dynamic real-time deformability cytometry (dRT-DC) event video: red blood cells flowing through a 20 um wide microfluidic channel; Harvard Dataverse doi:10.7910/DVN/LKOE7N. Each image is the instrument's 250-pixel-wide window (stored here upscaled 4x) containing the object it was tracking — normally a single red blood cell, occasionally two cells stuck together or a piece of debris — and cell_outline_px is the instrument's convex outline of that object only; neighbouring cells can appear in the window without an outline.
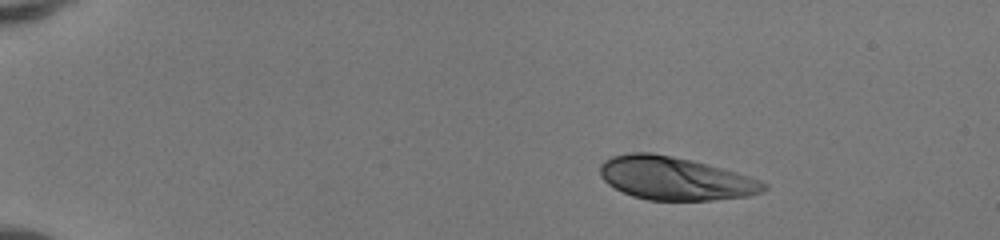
{"species": "human", "species_latin": "Homo sapiens", "temperature_condition": "room temperature", "stored_images_in_passage": 43, "camera_frame_rate_fps": 3000, "um_per_image_px": 0.085, "donor": {"sex": "female"}, "frame": {"image": 1, "passage_image": 1, "time_ms": 0.0, "image_size_px": [1000, 240], "cell_outline_px": [[768, 188], [764, 192], [748, 196], [712, 200], [648, 200], [632, 196], [608, 184], [600, 176], [600, 164], [604, 160], [612, 156], [632, 152], [648, 152], [672, 156], [692, 160], [736, 172], [760, 180], [768, 184]], "centroid_in_image_um": [57.39, 15.16], "position_along_channel_um": 27.6, "area_um2": 41.15}}
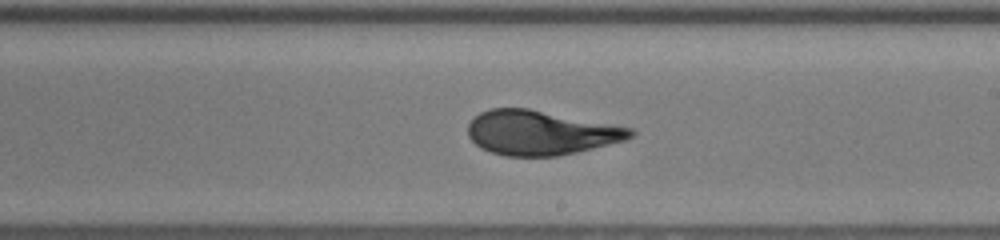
{"frame": {"image": 2, "passage_image": 24, "time_ms": 7.667, "image_size_px": [1000, 240], "cell_outline_px": [[636, 132], [632, 136], [624, 140], [576, 152], [556, 156], [504, 156], [480, 148], [468, 136], [468, 124], [480, 112], [492, 108], [528, 108], [632, 128]], "centroid_in_image_um": [45.92, 11.28], "position_along_channel_um": 243.1, "area_um2": 41.73}}
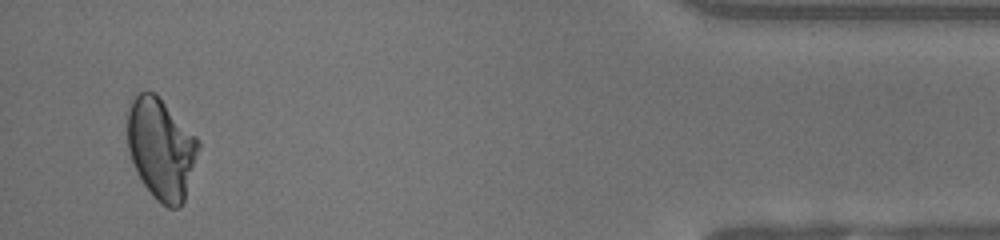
{"frame": {"image": 3, "passage_image": 41, "time_ms": 13.333, "image_size_px": [1000, 240], "cell_outline_px": [[200, 148], [184, 200], [176, 208], [168, 208], [160, 204], [152, 196], [136, 172], [128, 148], [128, 112], [132, 100], [140, 92], [156, 92], [200, 140]], "centroid_in_image_um": [13.71, 12.64], "position_along_channel_um": 421.5, "area_um2": 41.79}, "authors_computed_cell_mechanics": {"area_um2": 41.8472, "velocity_mm_per_s": 4.1808, "shape_relaxation_time_tau1_ms": 5.2959, "shape_relaxation_time_tau2_ms": null, "deformation_change_tau1": 0.208, "deformation_change_tau2": null}}